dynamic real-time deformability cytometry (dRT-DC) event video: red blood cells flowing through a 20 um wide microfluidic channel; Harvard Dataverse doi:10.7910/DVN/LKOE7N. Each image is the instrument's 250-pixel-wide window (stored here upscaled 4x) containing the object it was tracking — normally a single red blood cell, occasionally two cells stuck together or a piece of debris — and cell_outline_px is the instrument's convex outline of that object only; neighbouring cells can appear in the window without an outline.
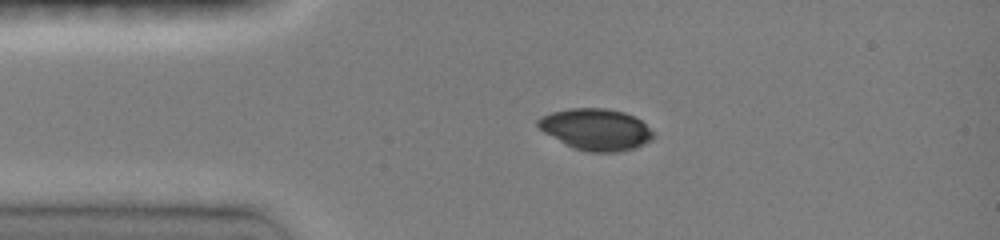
{"species": "common noctule bat (a hibernating species)", "species_latin": "Nyctalus noctula", "temperature_condition": "room temperature", "stored_images_in_passage": 38, "camera_frame_rate_fps": 3000, "um_per_image_px": 0.085, "animal": {"sex": "female", "body_mass_g": 19.0, "forearm_length_mm": 51.5}, "frame": {"image": 1, "passage_image": 1, "time_ms": 0.0, "image_size_px": [1000, 240], "cell_outline_px": [[656, 136], [652, 140], [636, 148], [620, 152], [588, 152], [572, 148], [544, 132], [536, 124], [536, 120], [540, 116], [552, 112], [568, 108], [608, 108], [624, 112], [640, 120]], "centroid_in_image_um": [50.64, 11.0], "position_along_channel_um": 34.4, "area_um2": 28.03}}
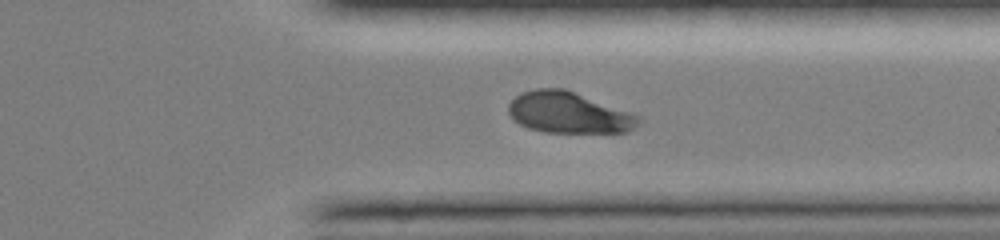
{"frame": {"image": 2, "passage_image": 32, "time_ms": 8.667, "image_size_px": [1000, 240], "cell_outline_px": [[640, 120], [628, 132], [544, 132], [528, 128], [520, 124], [508, 112], [508, 104], [520, 92], [536, 88], [564, 88], [640, 116]], "centroid_in_image_um": [48.29, 9.56], "position_along_channel_um": 363.1, "area_um2": 30.87}}
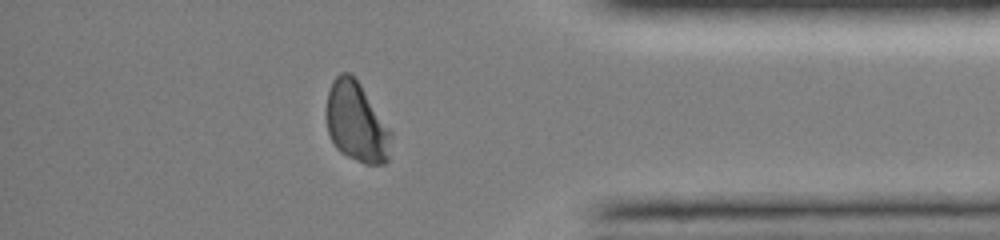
{"frame": {"image": 3, "passage_image": 34, "time_ms": 10.0, "image_size_px": [1000, 240], "cell_outline_px": [[392, 136], [388, 160], [384, 164], [364, 164], [340, 152], [336, 148], [328, 132], [328, 92], [332, 80], [340, 72], [348, 72], [360, 84], [392, 132]], "centroid_in_image_um": [30.32, 10.41], "position_along_channel_um": 404.9, "area_um2": 29.71}}